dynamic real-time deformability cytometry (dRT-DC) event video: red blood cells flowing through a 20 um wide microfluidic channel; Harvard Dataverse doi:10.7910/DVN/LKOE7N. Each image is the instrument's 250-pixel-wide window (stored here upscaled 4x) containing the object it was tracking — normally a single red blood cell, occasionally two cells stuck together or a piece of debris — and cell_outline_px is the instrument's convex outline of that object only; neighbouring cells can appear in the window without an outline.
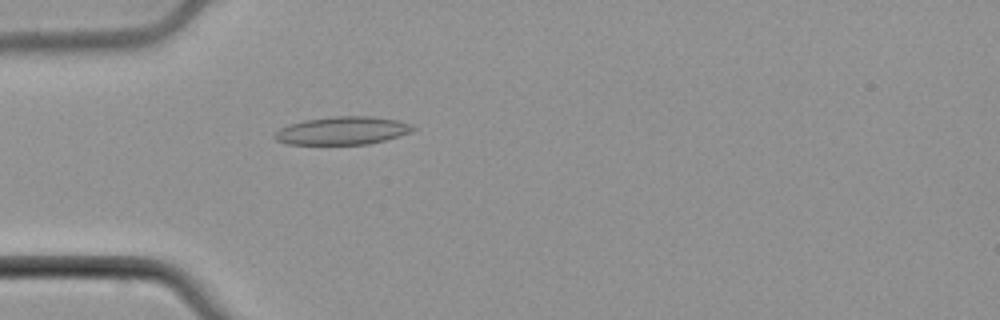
{"species": "common noctule bat (a hibernating species)", "species_latin": "Nyctalus noctula", "temperature_condition": "cold", "stored_images_in_passage": 35, "camera_frame_rate_fps": 3000, "um_per_image_px": 0.085, "animal": {"sex": "male", "body_mass_g": 21.5, "forearm_length_mm": 52.0}, "frame": {"image": 1, "passage_image": 1, "time_ms": 0.0, "image_size_px": [1000, 320], "cell_outline_px": [[416, 128], [408, 132], [384, 140], [368, 144], [288, 144], [276, 140], [272, 136], [280, 128], [288, 124], [304, 120], [332, 116], [372, 116], [396, 120], [412, 124]], "centroid_in_image_um": [29.06, 11.09], "position_along_channel_um": 55.9, "area_um2": 22.43}}
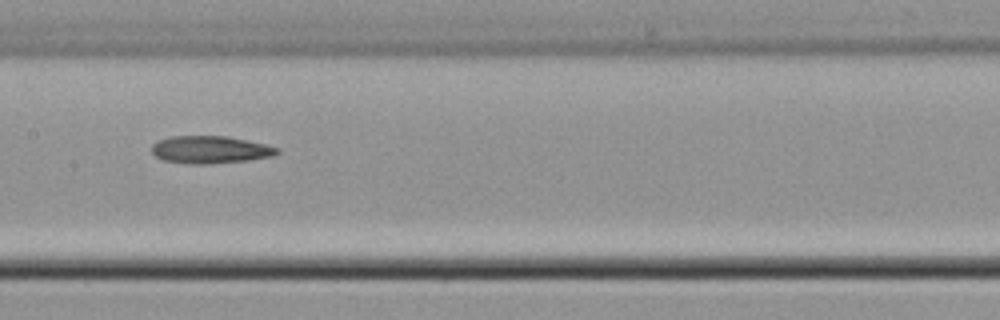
{"frame": {"image": 2, "passage_image": 11, "time_ms": 3.333, "image_size_px": [1000, 320], "cell_outline_px": [[280, 152], [272, 156], [248, 160], [208, 164], [188, 164], [164, 160], [156, 156], [152, 152], [152, 144], [160, 140], [172, 136], [228, 136], [264, 144], [280, 148]], "centroid_in_image_um": [17.88, 12.72], "position_along_channel_um": 189.5, "area_um2": 20.0}}
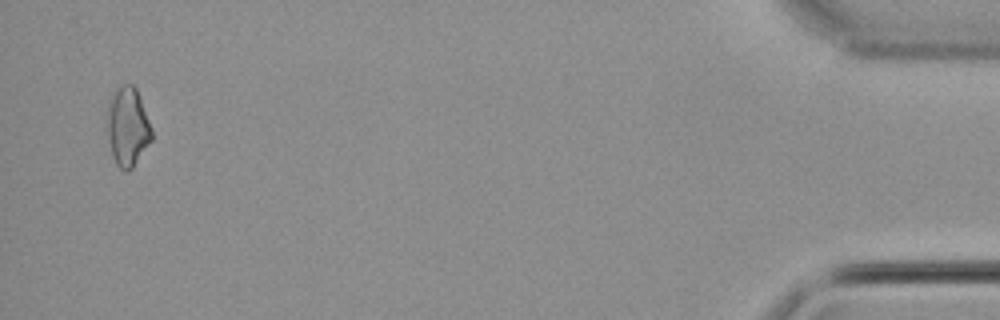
{"frame": {"image": 3, "passage_image": 34, "time_ms": 11.0, "image_size_px": [1000, 320], "cell_outline_px": [[152, 140], [132, 168], [120, 168], [116, 164], [112, 156], [104, 120], [104, 116], [112, 92], [120, 84], [132, 84], [136, 88], [152, 128]], "centroid_in_image_um": [10.8, 10.72], "position_along_channel_um": 424.4, "area_um2": 20.87}}